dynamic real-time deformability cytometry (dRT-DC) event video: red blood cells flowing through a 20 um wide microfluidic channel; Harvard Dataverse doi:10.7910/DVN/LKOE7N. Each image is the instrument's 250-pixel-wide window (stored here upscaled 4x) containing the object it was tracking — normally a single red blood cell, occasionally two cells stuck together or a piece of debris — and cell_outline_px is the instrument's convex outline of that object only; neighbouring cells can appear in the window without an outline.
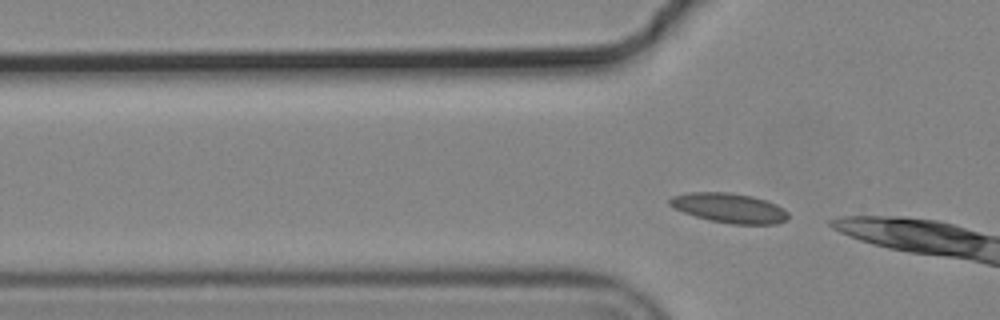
{"species": "common noctule bat (a hibernating species)", "species_latin": "Nyctalus noctula", "temperature_condition": "cold", "stored_images_in_passage": 7, "segment_of_instrument_passage": [2, 2], "camera_frame_rate_fps": 3000, "um_per_image_px": 0.085, "animal": {"sex": "male", "body_mass_g": 19.2, "forearm_length_mm": 51.8}, "frame": {"image": 1, "passage_image": 7, "time_ms": 2.0, "image_size_px": [1000, 320], "cell_outline_px": [[788, 220], [776, 224], [732, 224], [708, 220], [684, 212], [668, 204], [668, 200], [672, 196], [688, 192], [728, 192], [752, 196], [776, 204], [784, 208], [788, 212]], "centroid_in_image_um": [62.0, 17.68], "position_along_channel_um": 63.8, "area_um2": 20.52}}